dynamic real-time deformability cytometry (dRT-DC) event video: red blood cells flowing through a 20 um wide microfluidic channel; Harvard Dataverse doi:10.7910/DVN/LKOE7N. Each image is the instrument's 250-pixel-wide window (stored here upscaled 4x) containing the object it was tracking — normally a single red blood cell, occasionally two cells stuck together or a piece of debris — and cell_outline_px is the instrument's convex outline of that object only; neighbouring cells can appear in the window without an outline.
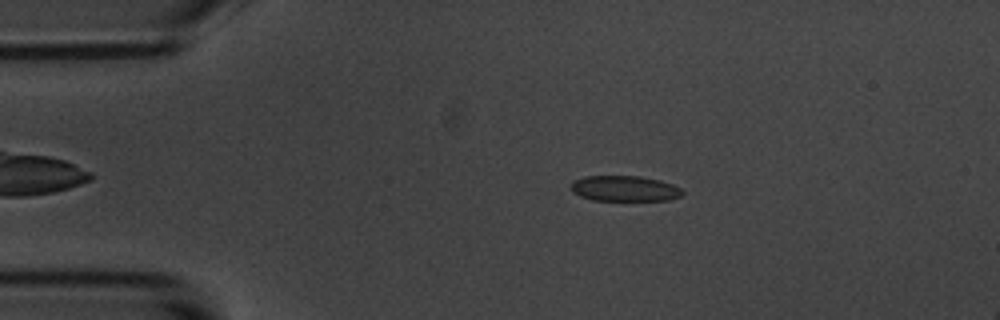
{"species": "common noctule bat (a hibernating species)", "species_latin": "Nyctalus noctula", "temperature_condition": "room temperature", "stored_images_in_passage": 55, "camera_frame_rate_fps": 3000, "um_per_image_px": 0.085, "animal": {"sex": "male", "body_mass_g": 20.1, "forearm_length_mm": 53.5}, "frame": {"image": 1, "passage_image": 10, "time_ms": 3.0, "image_size_px": [1000, 320], "cell_outline_px": [[684, 192], [680, 196], [668, 200], [592, 200], [580, 196], [572, 192], [572, 180], [584, 176], [640, 176], [660, 180], [672, 184], [680, 188]], "centroid_in_image_um": [53.07, 16.02], "position_along_channel_um": 31.9, "area_um2": 16.59}}
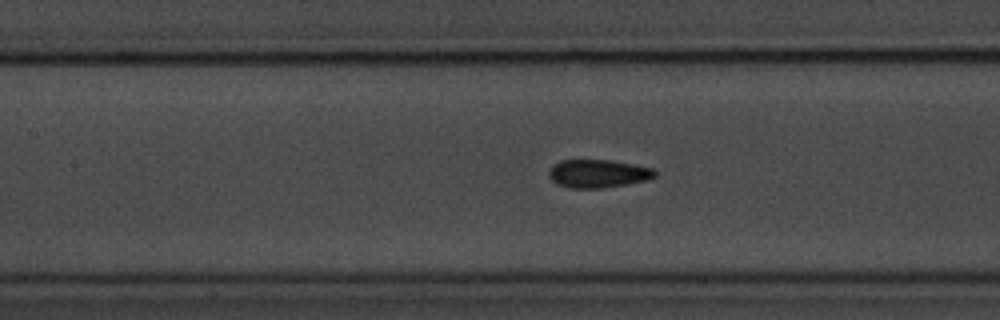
{"frame": {"image": 2, "passage_image": 24, "time_ms": 7.667, "image_size_px": [1000, 320], "cell_outline_px": [[656, 176], [648, 180], [628, 184], [600, 188], [568, 188], [556, 184], [548, 176], [548, 172], [552, 164], [560, 160], [608, 160], [632, 164], [652, 168], [656, 172]], "centroid_in_image_um": [50.79, 14.76], "position_along_channel_um": 156.6, "area_um2": 17.51}}
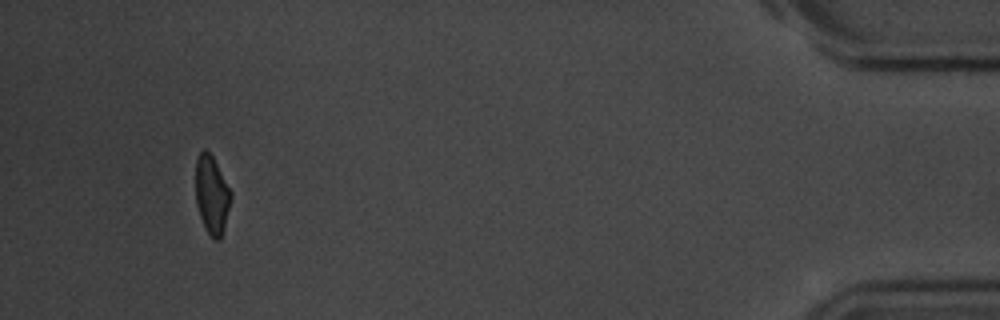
{"frame": {"image": 3, "passage_image": 52, "time_ms": 17.0, "image_size_px": [1000, 320], "cell_outline_px": [[232, 196], [224, 228], [220, 240], [212, 240], [204, 228], [196, 204], [196, 160], [200, 152], [204, 148], [212, 156], [232, 192]], "centroid_in_image_um": [18.0, 16.6], "position_along_channel_um": 417.2, "area_um2": 16.13}, "authors_computed_cell_mechanics": {"area_um2": 17.2822, "velocity_mm_per_s": 3.5627, "shape_relaxation_time_tau1_ms": 3.8329, "shape_relaxation_time_tau2_ms": 1.8237, "deformation_change_tau1": 0.1179, "deformation_change_tau2": 0.0784}}